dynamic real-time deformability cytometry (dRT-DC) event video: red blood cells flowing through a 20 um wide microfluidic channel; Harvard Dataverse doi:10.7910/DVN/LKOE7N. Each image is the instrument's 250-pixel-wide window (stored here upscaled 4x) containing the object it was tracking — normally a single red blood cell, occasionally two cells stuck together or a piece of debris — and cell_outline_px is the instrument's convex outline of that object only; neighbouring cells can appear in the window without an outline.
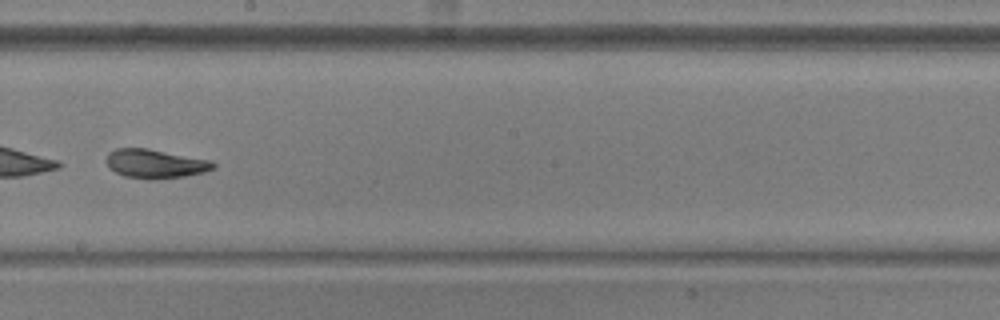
{"species": "common noctule bat (a hibernating species)", "species_latin": "Nyctalus noctula", "temperature_condition": "warm", "stored_images_in_passage": 37, "camera_frame_rate_fps": 3000, "um_per_image_px": 0.085, "animal": {"sex": "male", "body_mass_g": 20.5, "forearm_length_mm": 52.5}, "frame": {"image": 1, "passage_image": 16, "time_ms": 5.0, "image_size_px": [1000, 320], "cell_outline_px": [[216, 168], [204, 172], [184, 176], [152, 180], [124, 176], [108, 168], [108, 152], [116, 148], [148, 148], [212, 160], [216, 164]], "centroid_in_image_um": [13.23, 13.91], "position_along_channel_um": 235.0, "area_um2": 18.15}, "authors_computed_cell_mechanics": {"area_um2": 18.4382, "velocity_mm_per_s": 3.7941, "shape_relaxation_time_tau1_ms": 2.302, "shape_relaxation_time_tau2_ms": 2.2091, "deformation_change_tau1": 0.2648, "deformation_change_tau2": 0.102}}